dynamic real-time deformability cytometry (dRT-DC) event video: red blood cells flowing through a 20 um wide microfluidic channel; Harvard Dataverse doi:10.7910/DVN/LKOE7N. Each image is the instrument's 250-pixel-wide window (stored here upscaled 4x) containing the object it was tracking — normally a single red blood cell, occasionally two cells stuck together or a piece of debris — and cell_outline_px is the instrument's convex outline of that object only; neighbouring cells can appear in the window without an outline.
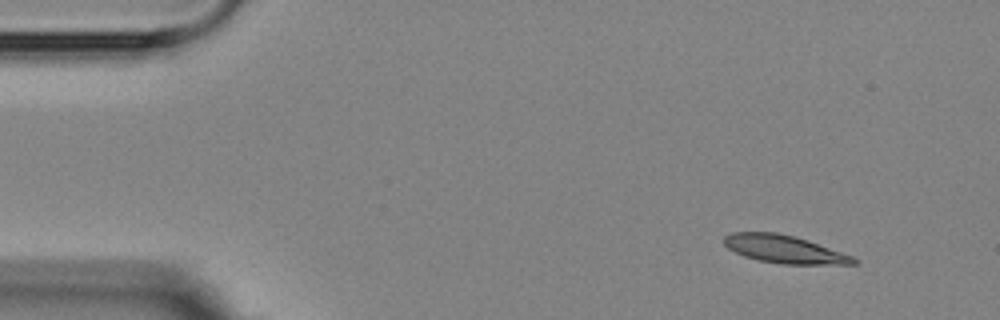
{"species": "Egyptian fruit bat (a non-hibernating species)", "species_latin": "Rousettus aegyptiacus", "temperature_condition": "room temperature", "stored_images_in_passage": 4, "camera_frame_rate_fps": 3000, "um_per_image_px": 0.085, "animal": {"sex": "female"}, "frame": {"image": 1, "passage_image": 1, "time_ms": 0.0, "image_size_px": [1000, 320], "cell_outline_px": [[860, 260], [856, 264], [780, 264], [756, 260], [744, 256], [728, 248], [724, 244], [724, 236], [732, 232], [776, 232], [808, 240], [852, 256]], "centroid_in_image_um": [66.65, 21.19], "position_along_channel_um": 18.3, "area_um2": 20.98}}
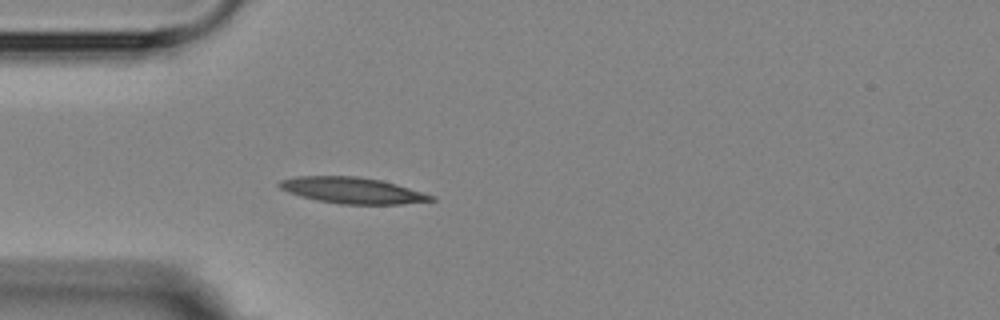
{"frame": {"image": 2, "passage_image": 4, "time_ms": 3.333, "image_size_px": [1000, 320], "cell_outline_px": [[436, 200], [400, 204], [340, 204], [316, 200], [300, 196], [288, 192], [280, 188], [276, 184], [280, 180], [296, 176], [356, 176], [380, 180], [396, 184], [424, 192], [436, 196]], "centroid_in_image_um": [29.94, 16.18], "position_along_channel_um": 55.1, "area_um2": 23.18}}